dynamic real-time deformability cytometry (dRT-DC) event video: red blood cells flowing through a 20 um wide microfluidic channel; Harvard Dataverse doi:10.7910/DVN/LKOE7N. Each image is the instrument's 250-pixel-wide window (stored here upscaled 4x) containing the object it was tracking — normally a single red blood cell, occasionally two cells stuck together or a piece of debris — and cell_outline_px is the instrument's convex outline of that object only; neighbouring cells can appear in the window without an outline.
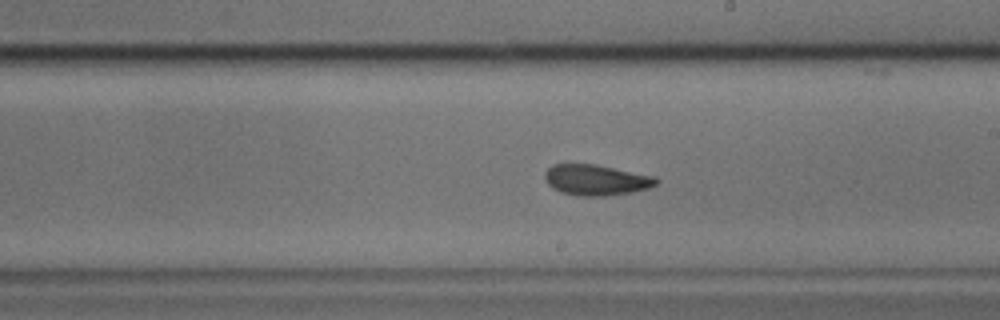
{"species": "common noctule bat (a hibernating species)", "species_latin": "Nyctalus noctula", "temperature_condition": "cold", "stored_images_in_passage": 48, "camera_frame_rate_fps": 3000, "um_per_image_px": 0.085, "animal": {"sex": "male", "body_mass_g": 17.9, "forearm_length_mm": 54.2}, "frame": {"image": 1, "passage_image": 27, "time_ms": 8.667, "image_size_px": [1000, 320], "cell_outline_px": [[660, 180], [656, 184], [648, 188], [632, 192], [608, 196], [580, 196], [560, 192], [552, 188], [544, 180], [544, 172], [552, 164], [596, 164], [652, 176]], "centroid_in_image_um": [50.62, 15.3], "position_along_channel_um": 238.4, "area_um2": 20.0}}
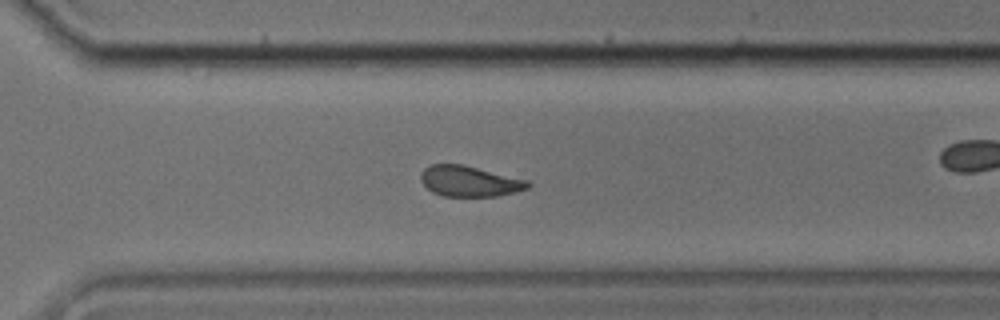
{"frame": {"image": 2, "passage_image": 34, "time_ms": 11.0, "image_size_px": [1000, 320], "cell_outline_px": [[532, 184], [528, 188], [516, 192], [496, 196], [440, 196], [432, 192], [420, 180], [420, 172], [428, 164], [464, 164], [528, 180]], "centroid_in_image_um": [39.89, 15.39], "position_along_channel_um": 330.7, "area_um2": 19.36}}